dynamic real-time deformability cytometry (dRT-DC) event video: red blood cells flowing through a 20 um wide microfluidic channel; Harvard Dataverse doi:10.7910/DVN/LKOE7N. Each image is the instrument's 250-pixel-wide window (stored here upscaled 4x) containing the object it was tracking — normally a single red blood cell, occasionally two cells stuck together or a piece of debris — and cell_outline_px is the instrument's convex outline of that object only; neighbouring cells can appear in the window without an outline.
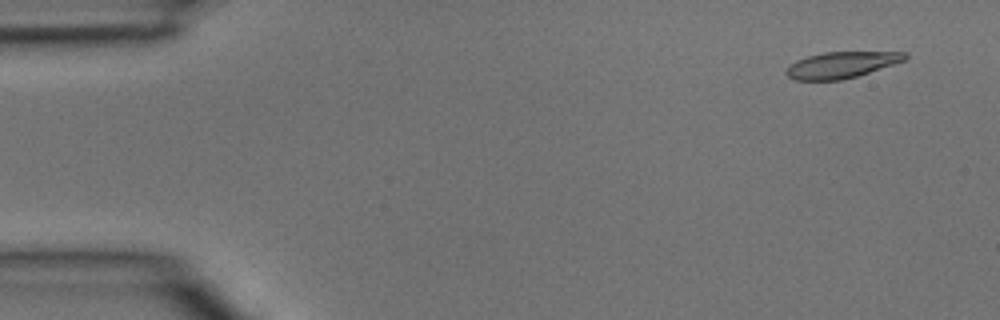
{"species": "common noctule bat (a hibernating species)", "species_latin": "Nyctalus noctula", "temperature_condition": "room temperature", "stored_images_in_passage": 4, "camera_frame_rate_fps": 3000, "um_per_image_px": 0.085, "animal": {"sex": "male", "body_mass_g": 15.6}, "frame": {"image": 1, "passage_image": 1, "time_ms": 0.0, "image_size_px": [1000, 320], "cell_outline_px": [[908, 56], [904, 60], [856, 76], [840, 80], [796, 80], [788, 76], [784, 72], [796, 60], [808, 56], [824, 52], [904, 52]], "centroid_in_image_um": [71.48, 5.51], "position_along_channel_um": 13.5, "area_um2": 17.74}}